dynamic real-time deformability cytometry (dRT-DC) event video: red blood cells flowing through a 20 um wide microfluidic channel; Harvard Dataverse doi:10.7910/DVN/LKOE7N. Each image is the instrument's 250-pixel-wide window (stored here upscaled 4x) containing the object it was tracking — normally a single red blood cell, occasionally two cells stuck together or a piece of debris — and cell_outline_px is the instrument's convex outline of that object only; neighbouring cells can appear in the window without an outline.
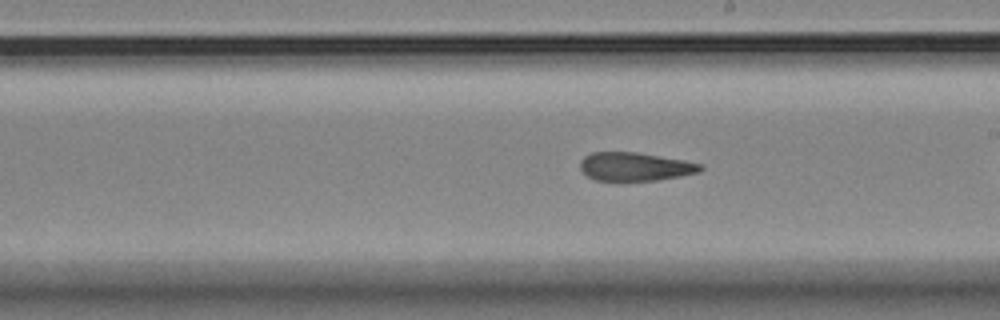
{"species": "Egyptian fruit bat (a non-hibernating species)", "species_latin": "Rousettus aegyptiacus", "temperature_condition": "room temperature", "stored_images_in_passage": 29, "camera_frame_rate_fps": 3000, "um_per_image_px": 0.085, "animal": {"sex": "female"}, "frame": {"image": 1, "passage_image": 16, "time_ms": 5.0, "image_size_px": [1000, 320], "cell_outline_px": [[704, 168], [700, 172], [680, 176], [656, 180], [592, 180], [580, 168], [580, 160], [584, 156], [592, 152], [636, 152], [704, 164]], "centroid_in_image_um": [53.97, 14.16], "position_along_channel_um": 235.0, "area_um2": 19.83}}
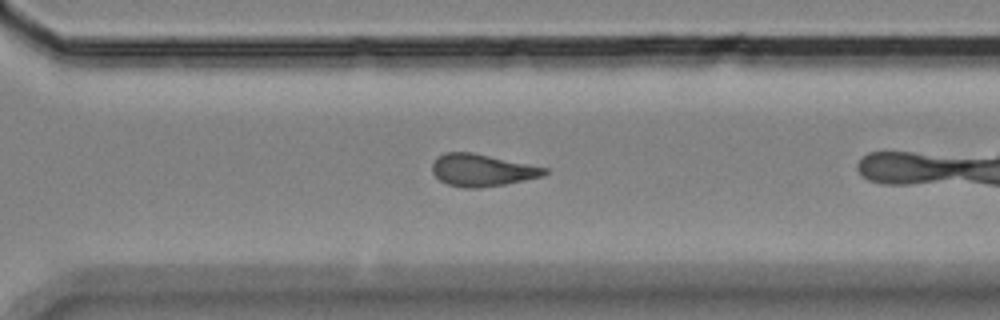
{"frame": {"image": 2, "passage_image": 24, "time_ms": 7.667, "image_size_px": [1000, 320], "cell_outline_px": [[548, 172], [544, 176], [504, 184], [480, 188], [464, 188], [448, 184], [440, 180], [432, 172], [432, 164], [436, 156], [444, 152], [472, 152], [548, 168]], "centroid_in_image_um": [40.95, 14.46], "position_along_channel_um": 329.6, "area_um2": 21.1}}
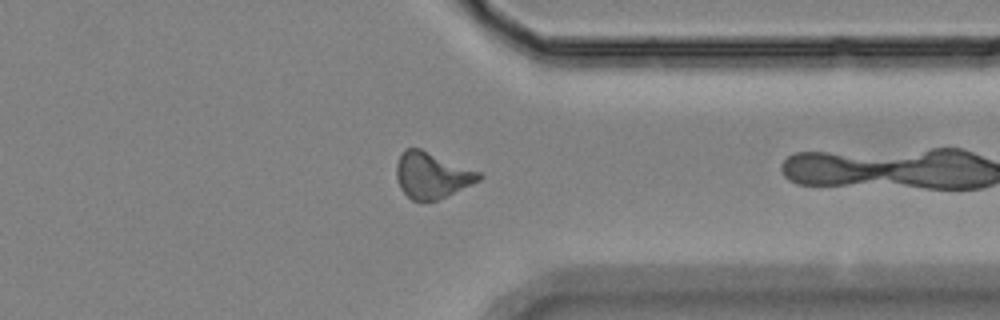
{"frame": {"image": 3, "passage_image": 28, "time_ms": 9.0, "image_size_px": [1000, 320], "cell_outline_px": [[484, 176], [480, 180], [448, 196], [436, 200], [412, 200], [400, 188], [396, 176], [396, 164], [404, 148], [420, 148], [480, 172]], "centroid_in_image_um": [36.71, 14.89], "position_along_channel_um": 374.7, "area_um2": 22.02}}